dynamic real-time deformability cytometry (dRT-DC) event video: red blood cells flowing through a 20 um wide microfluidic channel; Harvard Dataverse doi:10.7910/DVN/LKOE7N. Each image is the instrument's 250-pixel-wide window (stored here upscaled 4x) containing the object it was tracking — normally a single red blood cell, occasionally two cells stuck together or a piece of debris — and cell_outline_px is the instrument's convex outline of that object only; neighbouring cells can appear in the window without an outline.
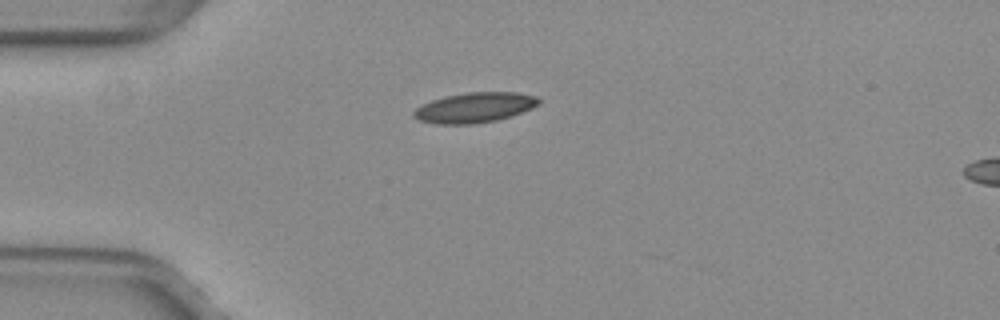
{"species": "common noctule bat (a hibernating species)", "species_latin": "Nyctalus noctula", "temperature_condition": "warm", "stored_images_in_passage": 2, "segment_of_instrument_passage": [1, 2], "camera_frame_rate_fps": 3000, "um_per_image_px": 0.085, "animal": {"sex": "female", "body_mass_g": 29.2, "forearm_length_mm": 56.3}, "frame": {"image": 1, "passage_image": 1, "time_ms": 0.0, "image_size_px": [1000, 320], "cell_outline_px": [[540, 104], [532, 108], [512, 116], [496, 120], [472, 124], [432, 124], [420, 120], [412, 116], [412, 112], [420, 104], [444, 96], [468, 92], [516, 92], [536, 96], [540, 100]], "centroid_in_image_um": [40.32, 9.14], "position_along_channel_um": 44.7, "area_um2": 22.14}}